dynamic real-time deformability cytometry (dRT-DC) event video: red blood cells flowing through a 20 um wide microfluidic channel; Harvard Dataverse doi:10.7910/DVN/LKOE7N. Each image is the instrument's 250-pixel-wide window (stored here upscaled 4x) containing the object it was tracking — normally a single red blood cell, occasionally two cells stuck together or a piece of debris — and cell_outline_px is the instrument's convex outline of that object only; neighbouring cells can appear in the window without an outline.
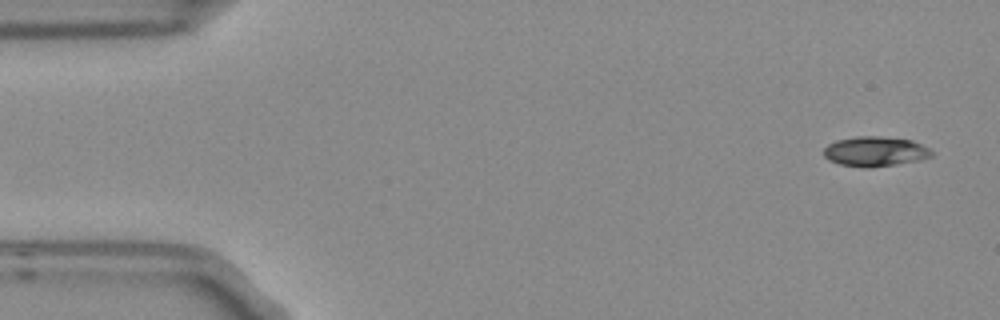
{"species": "Egyptian fruit bat (a non-hibernating species)", "species_latin": "Rousettus aegyptiacus", "temperature_condition": "room temperature", "stored_images_in_passage": 5, "segment_of_instrument_passage": [1, 2], "camera_frame_rate_fps": 3000, "um_per_image_px": 0.085, "frame": {"image": 1, "passage_image": 1, "time_ms": 0.0, "image_size_px": [1000, 320], "cell_outline_px": [[932, 156], [920, 160], [896, 164], [868, 168], [864, 168], [840, 164], [828, 160], [824, 156], [824, 148], [828, 144], [836, 140], [856, 136], [880, 136], [912, 140], [928, 148], [932, 152]], "centroid_in_image_um": [74.36, 12.87], "position_along_channel_um": 10.6, "area_um2": 18.79}}
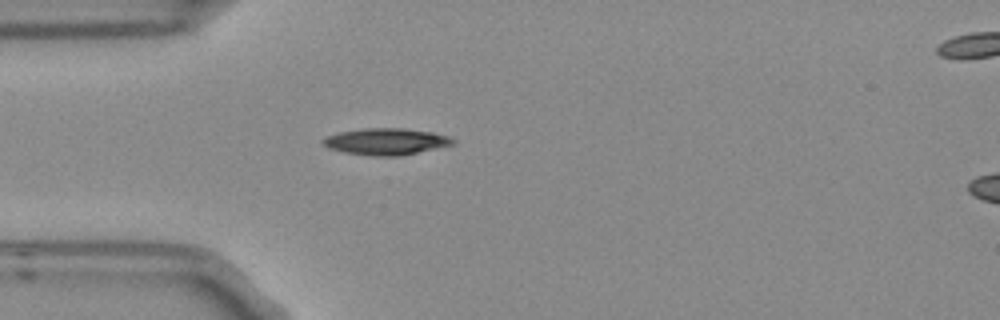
{"frame": {"image": 2, "passage_image": 4, "time_ms": 1.0, "image_size_px": [1000, 320], "cell_outline_px": [[456, 144], [400, 156], [372, 156], [344, 152], [328, 148], [320, 140], [328, 136], [340, 132], [364, 128], [404, 128], [432, 132], [448, 136], [456, 140]], "centroid_in_image_um": [32.84, 12.03], "position_along_channel_um": 52.2, "area_um2": 20.17}}